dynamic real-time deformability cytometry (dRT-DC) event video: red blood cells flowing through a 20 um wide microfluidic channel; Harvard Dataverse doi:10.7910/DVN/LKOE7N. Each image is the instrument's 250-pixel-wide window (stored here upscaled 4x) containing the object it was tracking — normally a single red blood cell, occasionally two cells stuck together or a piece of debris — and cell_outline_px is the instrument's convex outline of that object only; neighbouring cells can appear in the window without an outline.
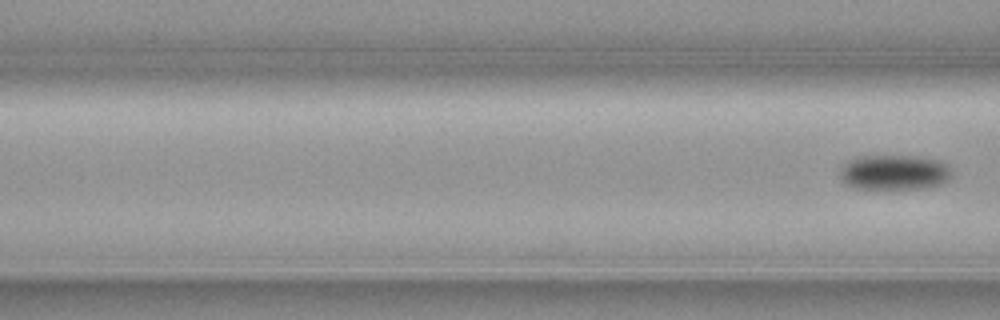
{"species": "common noctule bat (a hibernating species)", "species_latin": "Nyctalus noctula", "temperature_condition": "cold", "stored_images_in_passage": 7, "segment_of_instrument_passage": [2, 2], "camera_frame_rate_fps": 3000, "um_per_image_px": 0.085, "animal": {"sex": "female", "body_mass_g": 19.3, "forearm_length_mm": 54.1}, "frame": {"image": 1, "passage_image": 7, "time_ms": 2.0, "image_size_px": [1000, 320], "cell_outline_px": [[948, 180], [940, 184], [924, 188], [856, 188], [844, 184], [840, 176], [844, 168], [852, 160], [864, 156], [908, 156], [936, 160], [944, 164], [948, 168]], "centroid_in_image_um": [75.99, 14.67], "position_along_channel_um": 90.6, "area_um2": 21.85}}